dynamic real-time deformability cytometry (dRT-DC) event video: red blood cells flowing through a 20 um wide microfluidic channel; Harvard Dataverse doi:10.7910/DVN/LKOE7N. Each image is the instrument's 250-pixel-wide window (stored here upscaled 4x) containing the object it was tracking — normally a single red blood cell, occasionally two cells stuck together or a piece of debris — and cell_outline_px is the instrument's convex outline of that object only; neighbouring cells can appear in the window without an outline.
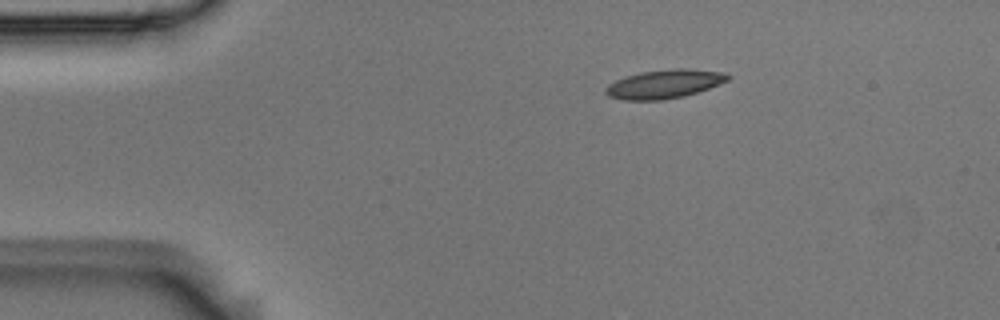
{"species": "Egyptian fruit bat (a non-hibernating species)", "species_latin": "Rousettus aegyptiacus", "temperature_condition": "room temperature", "stored_images_in_passage": 4, "camera_frame_rate_fps": 3000, "um_per_image_px": 0.085, "animal": {"sex": "male"}, "frame": {"image": 1, "passage_image": 1, "time_ms": 0.0, "image_size_px": [1000, 320], "cell_outline_px": [[732, 76], [728, 80], [708, 88], [684, 96], [660, 100], [624, 100], [608, 96], [604, 92], [604, 88], [608, 84], [624, 76], [640, 72], [672, 68], [688, 68], [724, 72]], "centroid_in_image_um": [56.44, 7.13], "position_along_channel_um": 28.6, "area_um2": 20.58}}
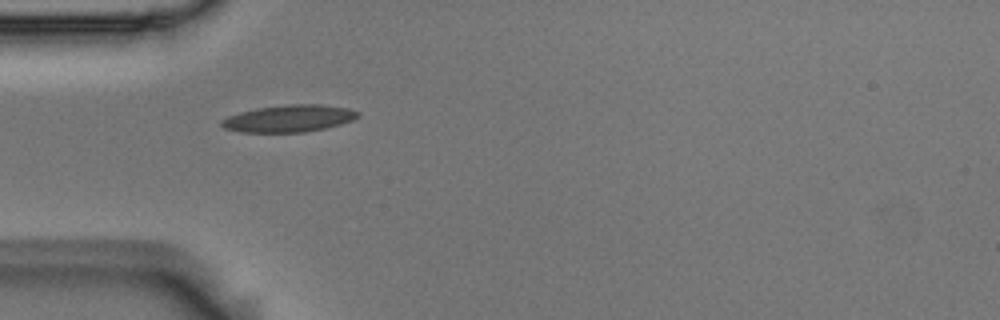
{"frame": {"image": 2, "passage_image": 3, "time_ms": 0.667, "image_size_px": [1000, 320], "cell_outline_px": [[360, 116], [352, 120], [328, 128], [304, 132], [240, 132], [224, 128], [220, 124], [220, 120], [228, 116], [240, 112], [256, 108], [288, 104], [320, 104], [348, 108], [360, 112]], "centroid_in_image_um": [24.57, 10.07], "position_along_channel_um": 60.4, "area_um2": 21.62}}
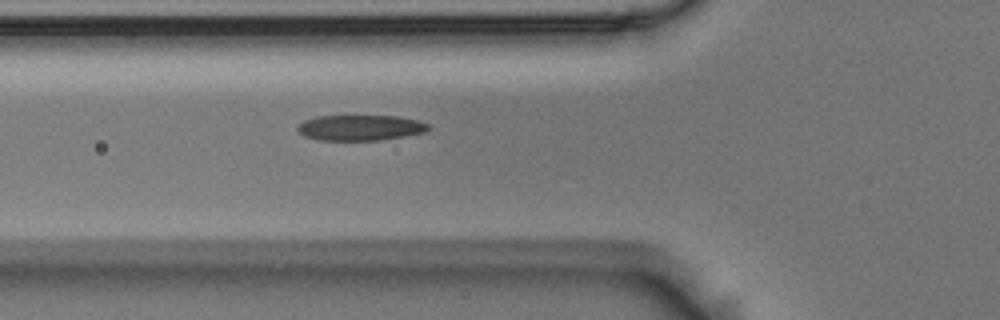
{"frame": {"image": 3, "passage_image": 4, "time_ms": 1.0, "image_size_px": [1000, 320], "cell_outline_px": [[428, 128], [424, 132], [404, 136], [380, 140], [320, 140], [304, 136], [296, 132], [296, 124], [304, 120], [316, 116], [396, 116], [416, 120], [428, 124]], "centroid_in_image_um": [30.52, 10.85], "position_along_channel_um": 95.3, "area_um2": 19.48}}